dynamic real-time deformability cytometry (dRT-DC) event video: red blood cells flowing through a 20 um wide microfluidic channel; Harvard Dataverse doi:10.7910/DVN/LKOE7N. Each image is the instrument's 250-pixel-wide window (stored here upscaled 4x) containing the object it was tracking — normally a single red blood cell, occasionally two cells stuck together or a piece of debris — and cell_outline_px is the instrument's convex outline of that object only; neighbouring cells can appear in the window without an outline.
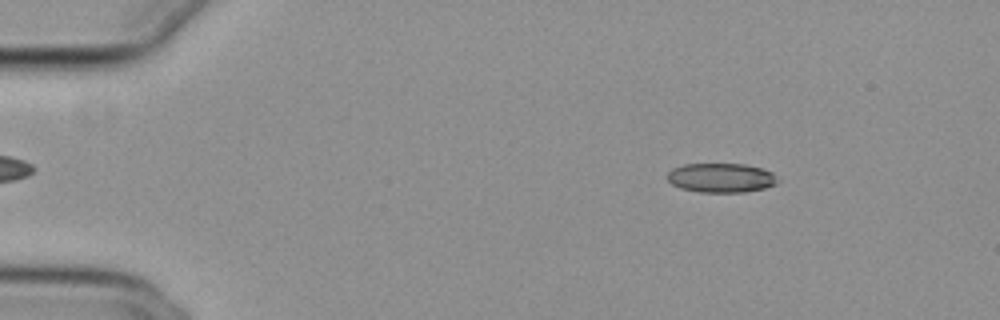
{"species": "common noctule bat (a hibernating species)", "species_latin": "Nyctalus noctula", "temperature_condition": "cold", "stored_images_in_passage": 50, "camera_frame_rate_fps": 3000, "um_per_image_px": 0.085, "animal": {"sex": "female", "body_mass_g": 29.2, "forearm_length_mm": 56.3}, "frame": {"image": 1, "passage_image": 4, "time_ms": 1.0, "image_size_px": [1000, 320], "cell_outline_px": [[780, 180], [776, 184], [764, 188], [744, 192], [700, 192], [680, 188], [672, 184], [668, 180], [668, 172], [672, 168], [684, 164], [744, 164], [760, 168], [772, 172]], "centroid_in_image_um": [61.3, 15.11], "position_along_channel_um": 23.7, "area_um2": 18.84}}
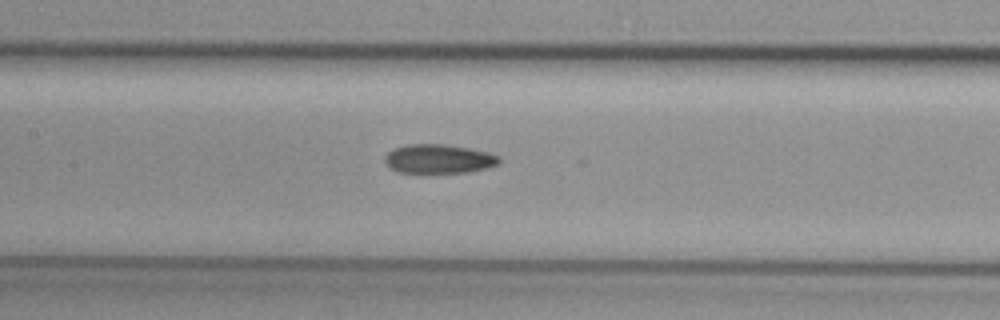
{"frame": {"image": 2, "passage_image": 22, "time_ms": 7.0, "image_size_px": [1000, 320], "cell_outline_px": [[500, 164], [488, 168], [468, 172], [396, 172], [384, 160], [384, 156], [388, 152], [396, 148], [408, 144], [444, 144], [468, 148], [488, 152], [500, 156]], "centroid_in_image_um": [37.33, 13.5], "position_along_channel_um": 170.1, "area_um2": 19.25}}
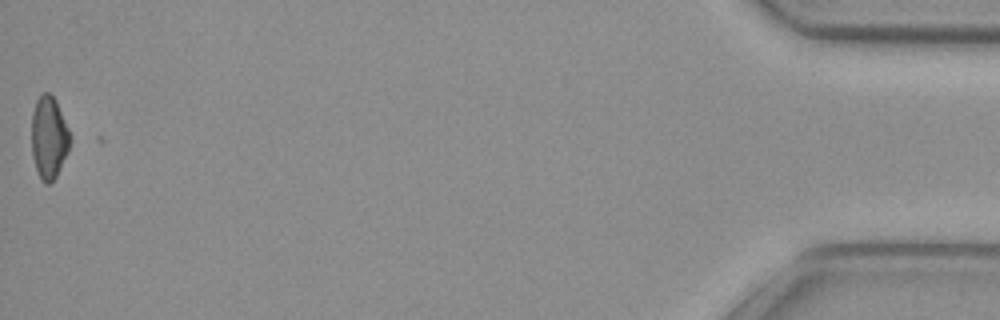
{"frame": {"image": 3, "passage_image": 50, "time_ms": 16.333, "image_size_px": [1000, 320], "cell_outline_px": [[68, 152], [56, 176], [48, 184], [44, 184], [40, 180], [32, 156], [32, 112], [36, 100], [44, 92], [48, 92], [56, 100], [68, 128]], "centroid_in_image_um": [4.13, 11.7], "position_along_channel_um": 431.1, "area_um2": 18.21}, "authors_computed_cell_mechanics": {"area_um2": 19.2474, "velocity_mm_per_s": 3.8518, "shape_relaxation_time_tau1_ms": null, "shape_relaxation_time_tau2_ms": 9.5045, "deformation_change_tau1": null, "deformation_change_tau2": 0.1681}}